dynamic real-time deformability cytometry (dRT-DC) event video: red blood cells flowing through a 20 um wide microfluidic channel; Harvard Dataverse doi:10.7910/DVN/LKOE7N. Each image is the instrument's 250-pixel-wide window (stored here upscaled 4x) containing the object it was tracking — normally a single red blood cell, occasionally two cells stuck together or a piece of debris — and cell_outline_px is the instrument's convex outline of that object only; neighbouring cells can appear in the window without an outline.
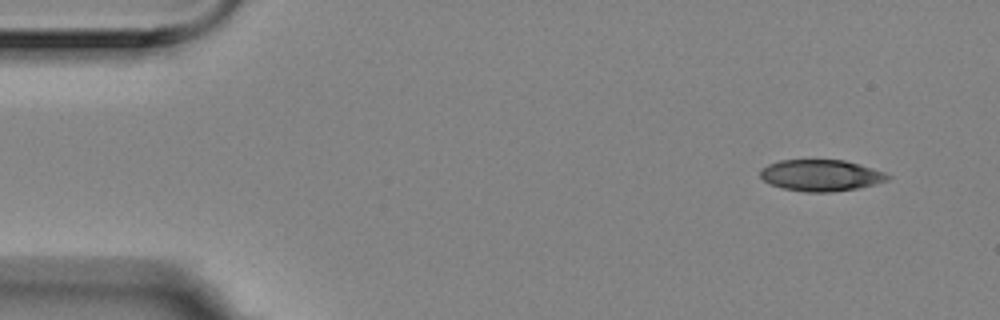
{"species": "Egyptian fruit bat (a non-hibernating species)", "species_latin": "Rousettus aegyptiacus", "temperature_condition": "room temperature", "stored_images_in_passage": 3, "camera_frame_rate_fps": 3000, "um_per_image_px": 0.085, "animal": {"sex": "female"}, "frame": {"image": 1, "passage_image": 1, "time_ms": 0.0, "image_size_px": [1000, 320], "cell_outline_px": [[892, 176], [888, 180], [856, 188], [832, 192], [804, 192], [784, 188], [772, 184], [764, 180], [760, 176], [760, 172], [768, 164], [780, 160], [844, 160], [860, 164], [884, 172]], "centroid_in_image_um": [69.79, 14.9], "position_along_channel_um": 15.2, "area_um2": 23.06}}
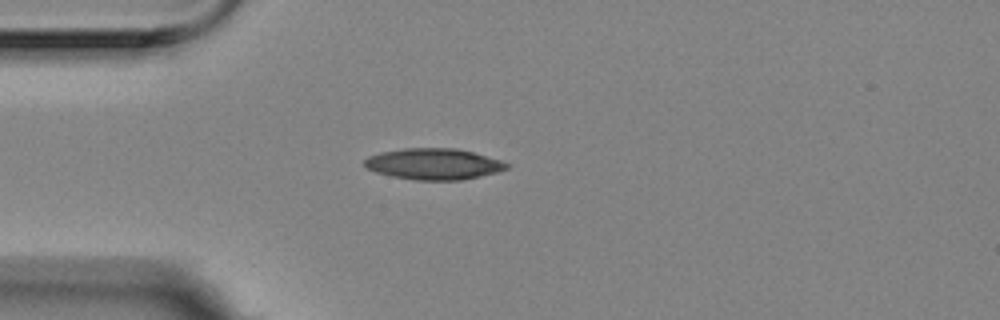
{"frame": {"image": 2, "passage_image": 3, "time_ms": 0.667, "image_size_px": [1000, 320], "cell_outline_px": [[508, 168], [496, 172], [480, 176], [460, 180], [416, 180], [392, 176], [376, 172], [364, 168], [364, 160], [368, 156], [380, 152], [404, 148], [456, 148], [472, 152], [500, 160], [508, 164]], "centroid_in_image_um": [36.81, 13.93], "position_along_channel_um": 48.2, "area_um2": 25.72}}